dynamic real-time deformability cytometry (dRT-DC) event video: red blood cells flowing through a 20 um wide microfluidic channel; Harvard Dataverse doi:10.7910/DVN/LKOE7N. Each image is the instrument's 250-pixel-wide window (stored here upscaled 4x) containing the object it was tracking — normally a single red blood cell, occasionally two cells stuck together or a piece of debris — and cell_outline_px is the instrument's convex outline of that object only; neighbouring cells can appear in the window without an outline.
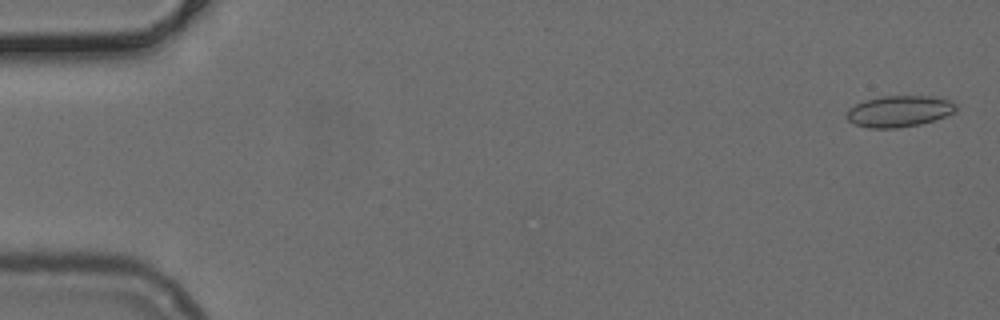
{"species": "common noctule bat (a hibernating species)", "species_latin": "Nyctalus noctula", "temperature_condition": "cold", "stored_images_in_passage": 52, "camera_frame_rate_fps": 3000, "um_per_image_px": 0.085, "animal": {"sex": "female", "body_mass_g": 24.6, "forearm_length_mm": 56.2}, "frame": {"image": 1, "passage_image": 2, "time_ms": 0.333, "image_size_px": [1000, 320], "cell_outline_px": [[956, 112], [920, 124], [896, 128], [868, 128], [856, 124], [848, 120], [844, 116], [848, 108], [864, 100], [880, 96], [932, 96], [952, 100], [956, 104]], "centroid_in_image_um": [76.41, 9.44], "position_along_channel_um": 8.6, "area_um2": 20.06}}
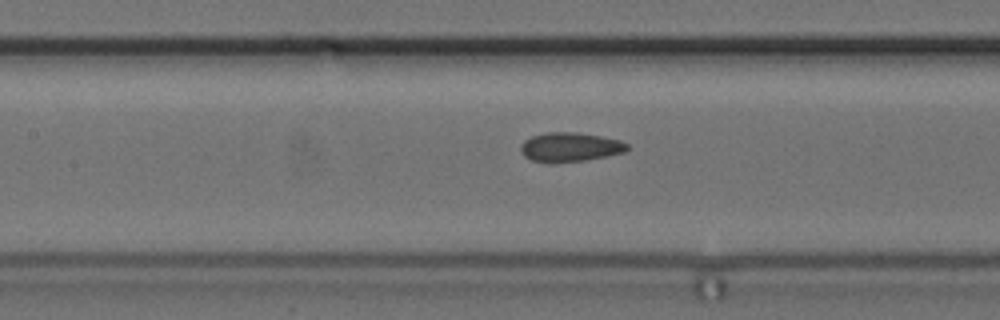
{"frame": {"image": 2, "passage_image": 24, "time_ms": 7.667, "image_size_px": [1000, 320], "cell_outline_px": [[628, 148], [624, 152], [608, 156], [584, 160], [552, 164], [532, 160], [524, 156], [520, 152], [520, 144], [524, 140], [532, 136], [544, 132], [576, 132], [600, 136], [620, 140], [628, 144]], "centroid_in_image_um": [48.41, 12.51], "position_along_channel_um": 159.0, "area_um2": 18.38}}
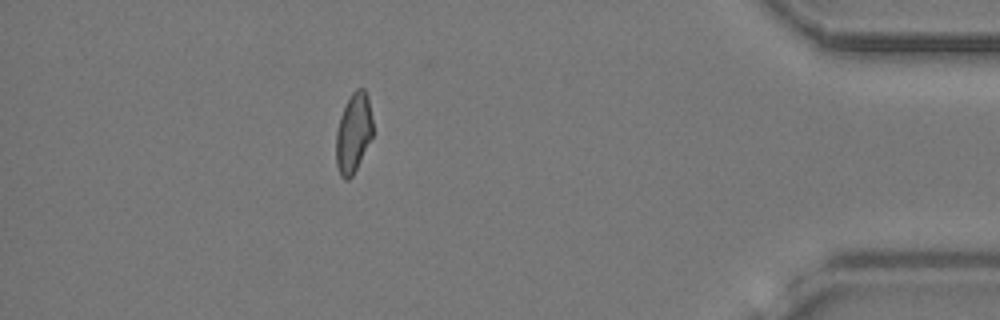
{"frame": {"image": 3, "passage_image": 46, "time_ms": 15.0, "image_size_px": [1000, 320], "cell_outline_px": [[372, 136], [352, 176], [348, 180], [344, 180], [340, 176], [336, 164], [336, 132], [340, 116], [352, 92], [356, 88], [364, 88], [368, 96], [372, 120]], "centroid_in_image_um": [30.03, 11.3], "position_along_channel_um": 405.2, "area_um2": 16.88}}